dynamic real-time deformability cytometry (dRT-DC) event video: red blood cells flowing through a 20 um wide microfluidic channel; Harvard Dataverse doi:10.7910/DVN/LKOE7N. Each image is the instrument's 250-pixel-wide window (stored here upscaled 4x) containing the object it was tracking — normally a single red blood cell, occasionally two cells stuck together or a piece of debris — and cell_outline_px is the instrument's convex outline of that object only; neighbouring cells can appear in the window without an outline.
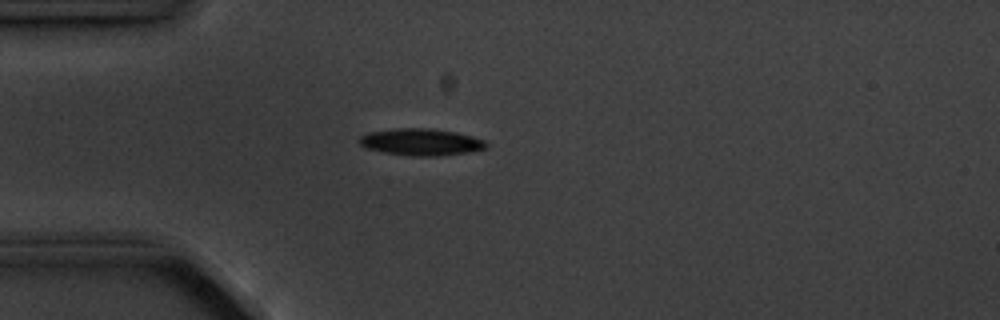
{"species": "common noctule bat (a hibernating species)", "species_latin": "Nyctalus noctula", "temperature_condition": "cold", "stored_images_in_passage": 5, "camera_frame_rate_fps": 3000, "um_per_image_px": 0.085, "animal": {"sex": "male", "body_mass_g": 20.1, "forearm_length_mm": 53.5}, "frame": {"image": 1, "passage_image": 1, "time_ms": 0.0, "image_size_px": [1000, 320], "cell_outline_px": [[488, 148], [468, 152], [436, 156], [412, 156], [384, 152], [364, 148], [356, 140], [360, 136], [368, 132], [392, 128], [428, 128], [456, 132], [472, 136], [484, 140], [488, 144]], "centroid_in_image_um": [35.75, 12.06], "position_along_channel_um": 49.2, "area_um2": 20.06}}
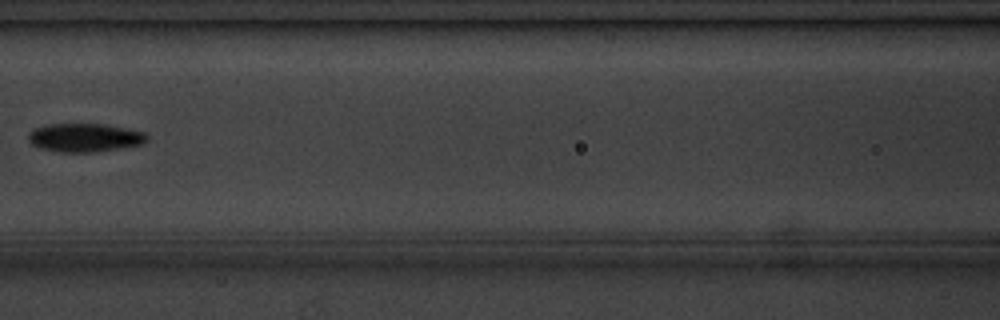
{"frame": {"image": 2, "passage_image": 4, "time_ms": 3.333, "image_size_px": [1000, 320], "cell_outline_px": [[148, 140], [140, 144], [120, 148], [92, 152], [60, 152], [40, 148], [32, 144], [28, 140], [28, 132], [32, 128], [48, 124], [108, 124], [144, 132], [148, 136]], "centroid_in_image_um": [7.17, 11.68], "position_along_channel_um": 159.4, "area_um2": 19.77}}